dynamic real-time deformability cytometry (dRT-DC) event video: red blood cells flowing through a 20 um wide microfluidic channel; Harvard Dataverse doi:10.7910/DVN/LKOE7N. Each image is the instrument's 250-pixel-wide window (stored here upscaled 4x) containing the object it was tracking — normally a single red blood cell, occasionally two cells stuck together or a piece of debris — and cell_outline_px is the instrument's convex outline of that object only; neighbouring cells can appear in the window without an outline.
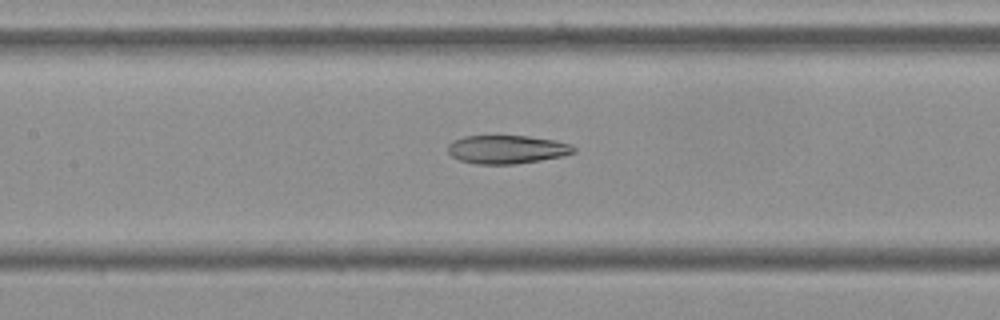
{"species": "Egyptian fruit bat (a non-hibernating species)", "species_latin": "Rousettus aegyptiacus", "temperature_condition": "cold", "stored_images_in_passage": 55, "camera_frame_rate_fps": 3000, "um_per_image_px": 0.085, "frame": {"image": 1, "passage_image": 25, "time_ms": 8.0, "image_size_px": [1000, 320], "cell_outline_px": [[576, 152], [564, 156], [516, 164], [476, 164], [460, 160], [452, 156], [448, 152], [448, 144], [452, 140], [464, 136], [528, 136], [556, 140], [572, 144], [576, 148]], "centroid_in_image_um": [43.11, 12.7], "position_along_channel_um": 164.3, "area_um2": 21.04}}
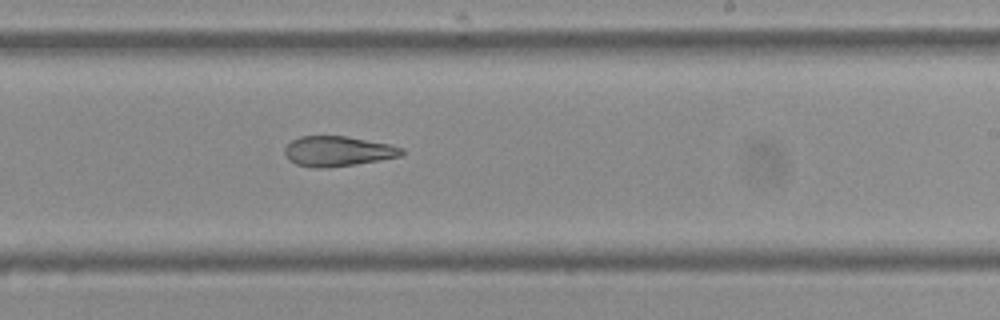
{"frame": {"image": 2, "passage_image": 33, "time_ms": 10.667, "image_size_px": [1000, 320], "cell_outline_px": [[404, 152], [400, 156], [380, 160], [328, 168], [312, 168], [296, 164], [288, 160], [284, 152], [284, 148], [292, 140], [300, 136], [348, 136], [388, 144], [404, 148]], "centroid_in_image_um": [28.68, 12.86], "position_along_channel_um": 260.3, "area_um2": 20.58}}
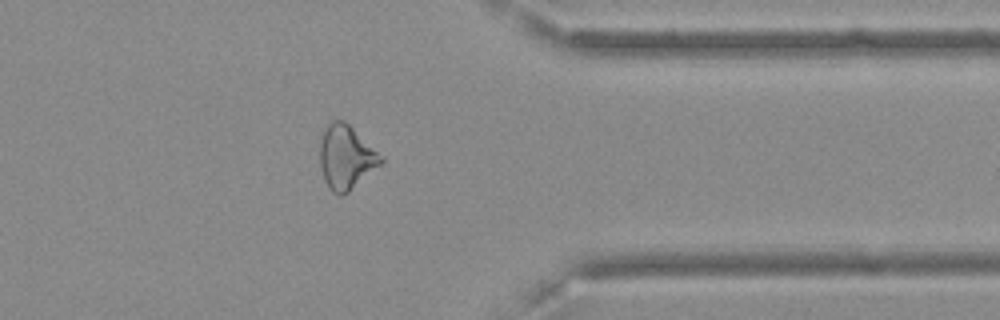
{"frame": {"image": 3, "passage_image": 44, "time_ms": 14.333, "image_size_px": [1000, 320], "cell_outline_px": [[384, 160], [380, 164], [348, 192], [340, 196], [332, 192], [328, 188], [324, 180], [320, 164], [320, 144], [324, 128], [332, 120], [344, 120], [384, 156]], "centroid_in_image_um": [29.41, 13.35], "position_along_channel_um": 382.0, "area_um2": 22.66}, "authors_computed_cell_mechanics": {"area_um2": 23.4668, "velocity_mm_per_s": 3.6064, "shape_relaxation_time_tau1_ms": null, "shape_relaxation_time_tau2_ms": 4.4449, "deformation_change_tau1": null, "deformation_change_tau2": 0.134}}